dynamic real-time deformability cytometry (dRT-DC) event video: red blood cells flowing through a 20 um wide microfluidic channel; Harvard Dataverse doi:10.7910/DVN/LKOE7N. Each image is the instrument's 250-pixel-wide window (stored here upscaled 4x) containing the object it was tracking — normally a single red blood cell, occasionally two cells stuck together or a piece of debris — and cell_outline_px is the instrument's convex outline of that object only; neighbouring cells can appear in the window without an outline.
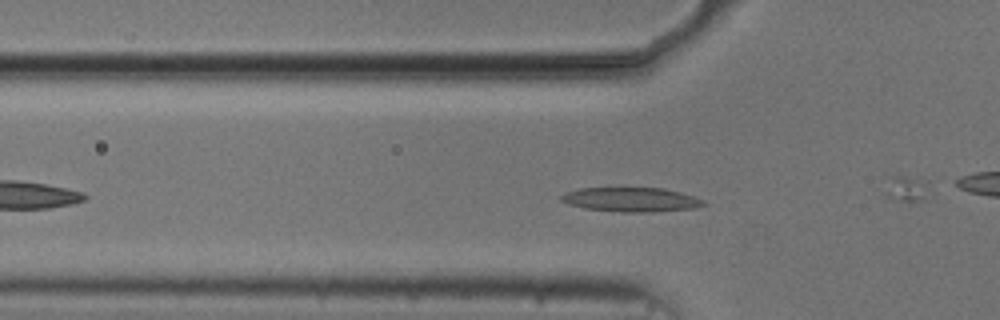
{"species": "common noctule bat (a hibernating species)", "species_latin": "Nyctalus noctula", "temperature_condition": "cold", "stored_images_in_passage": 33, "camera_frame_rate_fps": 3000, "um_per_image_px": 0.085, "animal": {"sex": "male", "body_mass_g": 20.5, "forearm_length_mm": 52.5}, "frame": {"image": 1, "passage_image": 7, "time_ms": 2.0, "image_size_px": [1000, 320], "cell_outline_px": [[708, 204], [696, 208], [652, 212], [620, 212], [584, 208], [560, 200], [560, 196], [564, 192], [580, 188], [664, 188], [680, 192], [704, 200]], "centroid_in_image_um": [53.67, 16.96], "position_along_channel_um": 72.1, "area_um2": 20.17}}
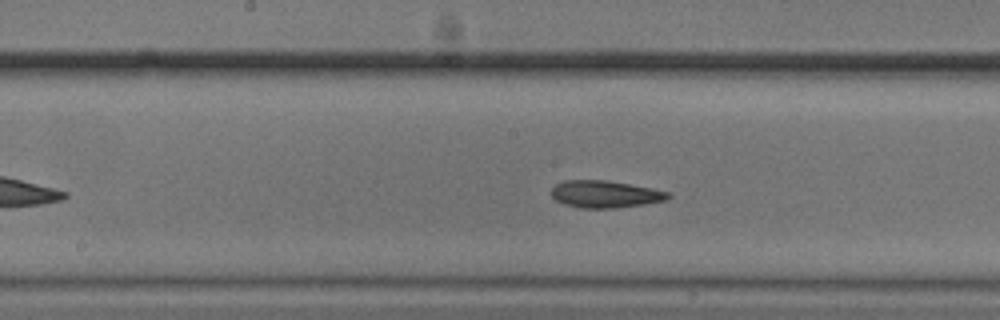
{"frame": {"image": 2, "passage_image": 17, "time_ms": 5.333, "image_size_px": [1000, 320], "cell_outline_px": [[672, 196], [664, 200], [644, 204], [612, 208], [580, 208], [564, 204], [556, 200], [552, 196], [552, 188], [556, 184], [564, 180], [608, 180], [652, 188], [672, 192]], "centroid_in_image_um": [51.45, 16.49], "position_along_channel_um": 196.8, "area_um2": 18.5}}
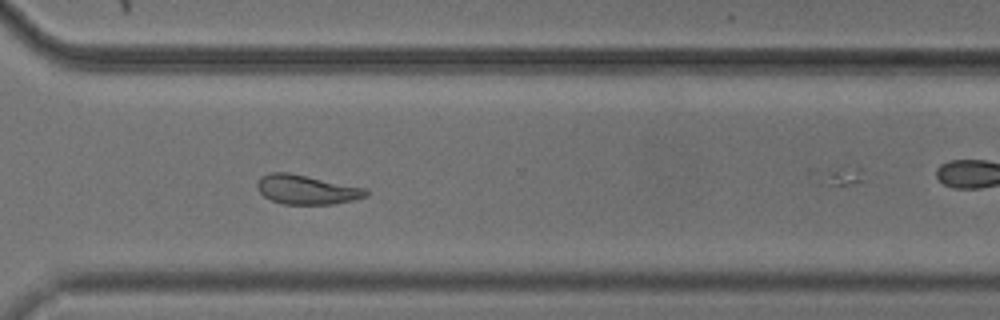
{"frame": {"image": 3, "passage_image": 29, "time_ms": 9.333, "image_size_px": [1000, 320], "cell_outline_px": [[368, 196], [352, 200], [332, 204], [284, 204], [272, 200], [264, 196], [260, 192], [256, 184], [260, 176], [268, 172], [288, 172], [364, 188], [368, 192]], "centroid_in_image_um": [26.01, 16.11], "position_along_channel_um": 344.6, "area_um2": 18.38}, "authors_computed_cell_mechanics": {"area_um2": 18.496, "velocity_mm_per_s": 3.7119, "shape_relaxation_time_tau1_ms": 3.9055, "shape_relaxation_time_tau2_ms": 2.8097, "deformation_change_tau1": 0.1192, "deformation_change_tau2": 0.0922}}